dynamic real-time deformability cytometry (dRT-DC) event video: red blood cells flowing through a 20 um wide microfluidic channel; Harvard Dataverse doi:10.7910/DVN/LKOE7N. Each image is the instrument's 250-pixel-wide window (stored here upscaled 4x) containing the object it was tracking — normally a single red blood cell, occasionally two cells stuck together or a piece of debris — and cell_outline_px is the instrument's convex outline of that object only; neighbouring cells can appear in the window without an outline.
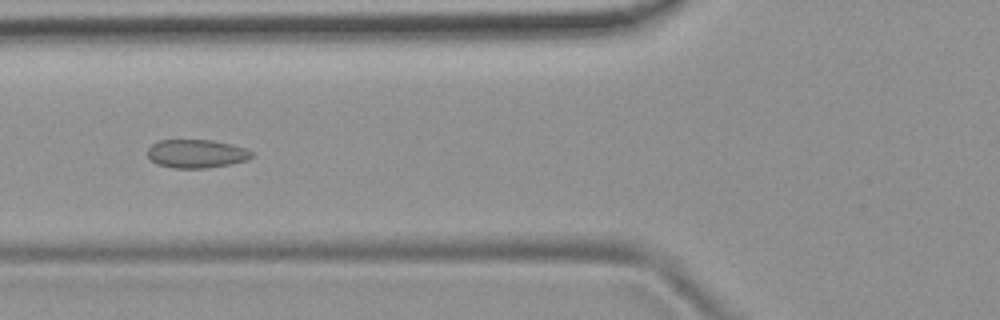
{"species": "common noctule bat (a hibernating species)", "species_latin": "Nyctalus noctula", "temperature_condition": "room temperature", "stored_images_in_passage": 8, "camera_frame_rate_fps": 3000, "um_per_image_px": 0.085, "animal": {"sex": "female", "body_mass_g": 19.9}, "frame": {"image": 1, "passage_image": 5, "time_ms": 6.333, "image_size_px": [1000, 320], "cell_outline_px": [[252, 156], [248, 160], [228, 164], [204, 168], [172, 168], [156, 164], [148, 156], [148, 148], [152, 144], [160, 140], [212, 140], [232, 144], [244, 148], [252, 152]], "centroid_in_image_um": [16.68, 13.06], "position_along_channel_um": 109.1, "area_um2": 17.17}}
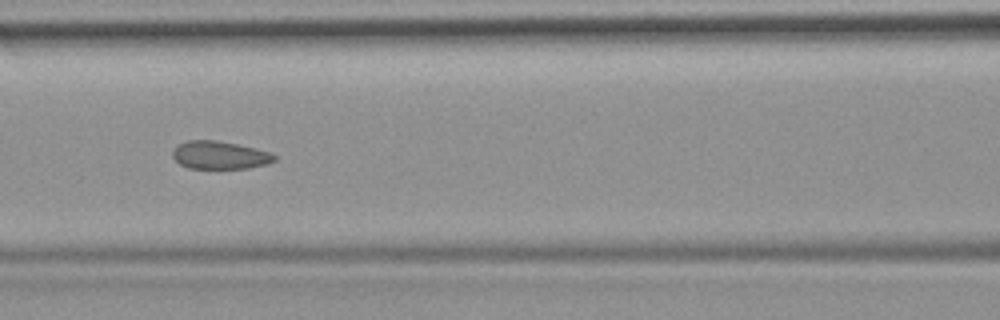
{"frame": {"image": 2, "passage_image": 6, "time_ms": 7.333, "image_size_px": [1000, 320], "cell_outline_px": [[276, 160], [268, 164], [248, 168], [188, 168], [180, 164], [172, 156], [172, 152], [180, 144], [188, 140], [216, 140], [236, 144], [268, 152], [276, 156]], "centroid_in_image_um": [18.67, 13.19], "position_along_channel_um": 147.9, "area_um2": 16.3}}
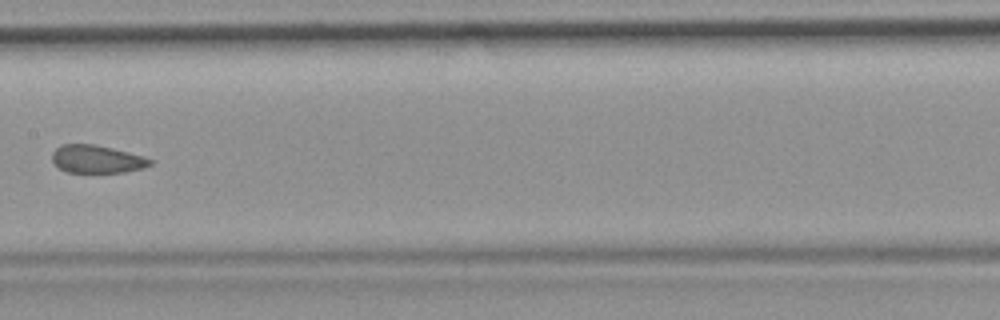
{"frame": {"image": 3, "passage_image": 7, "time_ms": 8.667, "image_size_px": [1000, 320], "cell_outline_px": [[152, 164], [140, 168], [124, 172], [68, 172], [60, 168], [52, 160], [52, 152], [60, 144], [92, 144], [112, 148], [144, 156], [152, 160]], "centroid_in_image_um": [8.21, 13.51], "position_along_channel_um": 199.2, "area_um2": 15.72}}